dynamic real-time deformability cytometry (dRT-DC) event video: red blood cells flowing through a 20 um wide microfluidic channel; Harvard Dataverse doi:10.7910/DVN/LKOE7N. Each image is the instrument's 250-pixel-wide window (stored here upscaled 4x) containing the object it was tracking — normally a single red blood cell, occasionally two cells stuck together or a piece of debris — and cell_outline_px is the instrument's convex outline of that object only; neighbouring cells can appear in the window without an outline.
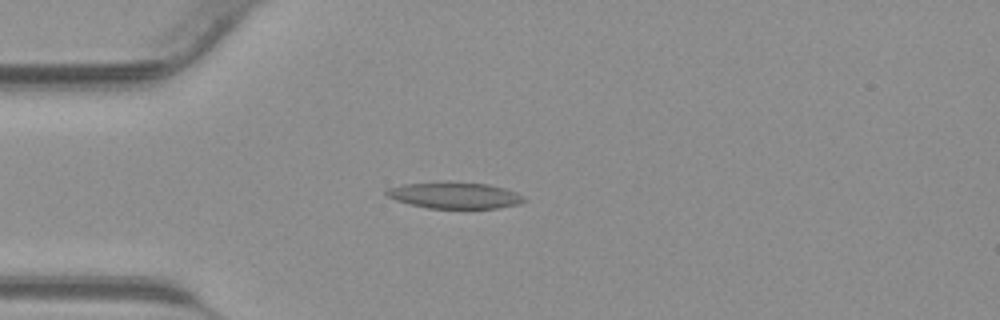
{"species": "common noctule bat (a hibernating species)", "species_latin": "Nyctalus noctula", "temperature_condition": "warm", "stored_images_in_passage": 45, "camera_frame_rate_fps": 3000, "um_per_image_px": 0.085, "animal": {"sex": "male", "body_mass_g": 23.1, "forearm_length_mm": 52.7}, "frame": {"image": 1, "passage_image": 13, "time_ms": 4.0, "image_size_px": [1000, 320], "cell_outline_px": [[528, 200], [520, 204], [496, 208], [428, 208], [396, 200], [388, 196], [384, 192], [388, 188], [400, 184], [444, 180], [448, 180], [488, 184], [504, 188], [516, 192], [524, 196]], "centroid_in_image_um": [38.65, 16.57], "position_along_channel_um": 46.3, "area_um2": 21.62}}
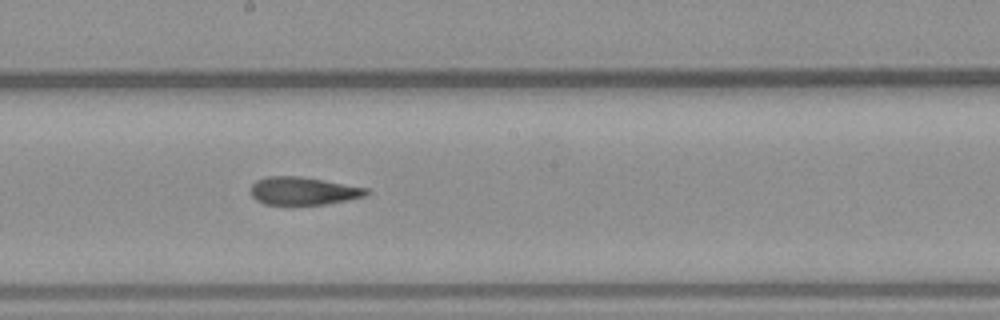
{"frame": {"image": 2, "passage_image": 25, "time_ms": 8.0, "image_size_px": [1000, 320], "cell_outline_px": [[368, 192], [364, 196], [324, 204], [264, 204], [256, 200], [252, 196], [252, 184], [256, 180], [268, 176], [300, 176], [324, 180], [368, 188]], "centroid_in_image_um": [25.74, 16.21], "position_along_channel_um": 222.5, "area_um2": 18.5}}
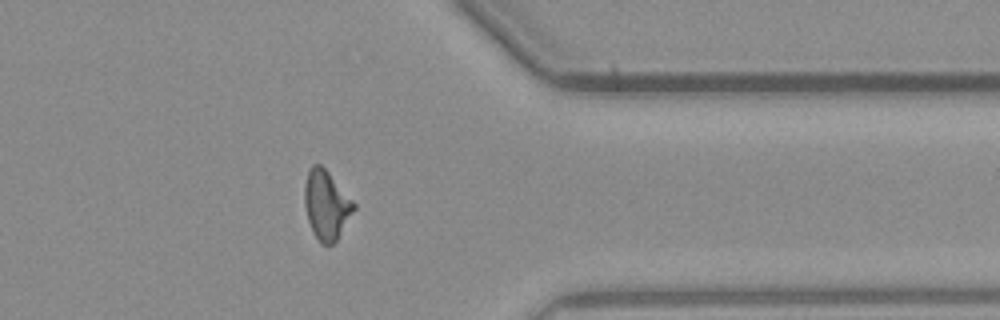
{"frame": {"image": 3, "passage_image": 36, "time_ms": 11.667, "image_size_px": [1000, 320], "cell_outline_px": [[356, 208], [336, 240], [332, 244], [320, 244], [308, 220], [304, 204], [304, 188], [308, 172], [312, 164], [320, 164], [328, 172], [356, 204]], "centroid_in_image_um": [27.74, 17.41], "position_along_channel_um": 383.7, "area_um2": 19.48}}